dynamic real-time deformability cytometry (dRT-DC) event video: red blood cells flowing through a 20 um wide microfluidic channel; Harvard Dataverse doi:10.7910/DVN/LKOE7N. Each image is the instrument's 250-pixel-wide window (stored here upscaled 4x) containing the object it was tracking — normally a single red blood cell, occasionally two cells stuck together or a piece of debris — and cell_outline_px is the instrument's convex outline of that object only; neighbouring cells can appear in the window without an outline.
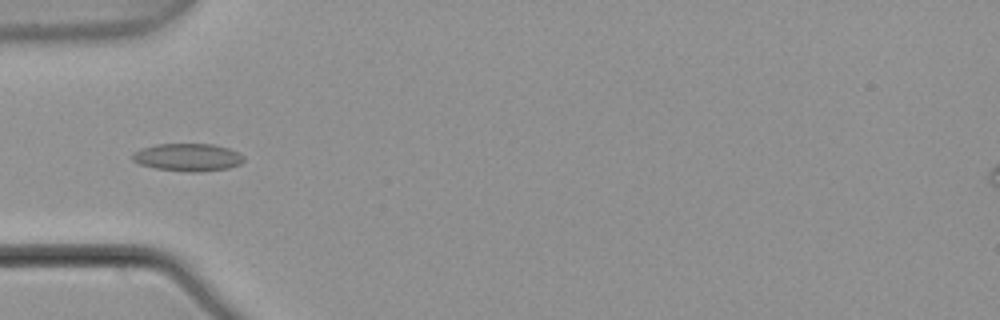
{"species": "common noctule bat (a hibernating species)", "species_latin": "Nyctalus noctula", "temperature_condition": "warm", "stored_images_in_passage": 6, "camera_frame_rate_fps": 3000, "um_per_image_px": 0.085, "animal": {"sex": "male", "body_mass_g": 21.5, "forearm_length_mm": 52.0}, "frame": {"image": 1, "passage_image": 5, "time_ms": 1.333, "image_size_px": [1000, 320], "cell_outline_px": [[244, 160], [240, 164], [228, 168], [196, 172], [188, 172], [156, 168], [140, 164], [132, 160], [132, 156], [140, 148], [156, 144], [212, 144], [228, 148], [244, 156]], "centroid_in_image_um": [15.96, 13.37], "position_along_channel_um": 69.0, "area_um2": 17.8}}
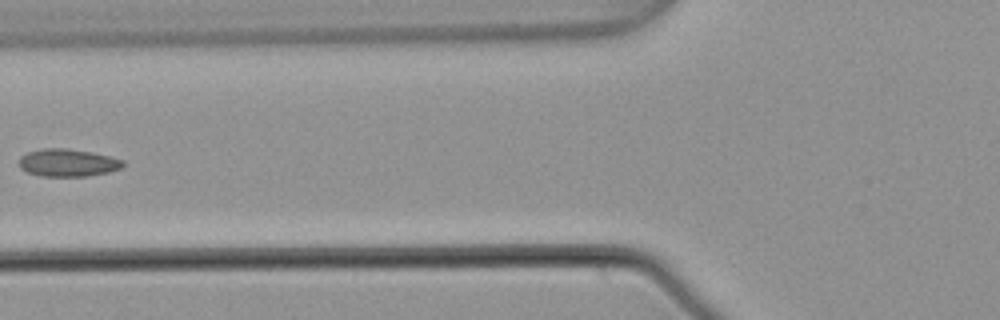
{"frame": {"image": 2, "passage_image": 6, "time_ms": 1.667, "image_size_px": [1000, 320], "cell_outline_px": [[124, 164], [120, 168], [108, 172], [88, 176], [40, 176], [28, 172], [20, 168], [20, 156], [28, 152], [44, 148], [68, 148], [92, 152], [124, 160]], "centroid_in_image_um": [5.76, 13.83], "position_along_channel_um": 120.0, "area_um2": 16.65}}